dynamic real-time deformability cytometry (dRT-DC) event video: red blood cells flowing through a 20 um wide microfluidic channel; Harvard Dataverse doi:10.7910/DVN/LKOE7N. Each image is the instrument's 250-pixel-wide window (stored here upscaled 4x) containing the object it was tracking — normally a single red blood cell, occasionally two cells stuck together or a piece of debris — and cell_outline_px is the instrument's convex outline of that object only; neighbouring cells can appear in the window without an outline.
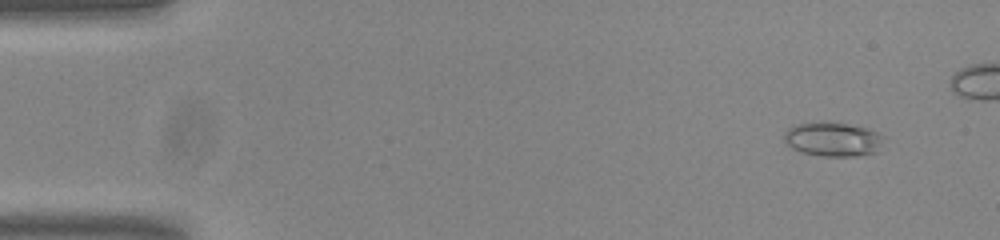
{"species": "common noctule bat (a hibernating species)", "species_latin": "Nyctalus noctula", "temperature_condition": "room temperature", "stored_images_in_passage": 14, "camera_frame_rate_fps": 3000, "um_per_image_px": 0.085, "animal": {"sex": "male", "body_mass_g": 20.0, "forearm_length_mm": 53.3}, "frame": {"image": 1, "passage_image": 5, "time_ms": 1.333, "image_size_px": [1000, 240], "cell_outline_px": [[884, 136], [876, 152], [856, 156], [824, 156], [800, 152], [792, 148], [784, 140], [784, 132], [788, 128], [796, 124], [812, 120], [828, 120], [868, 128]], "centroid_in_image_um": [70.74, 11.79], "position_along_channel_um": 14.3, "area_um2": 20.23}}